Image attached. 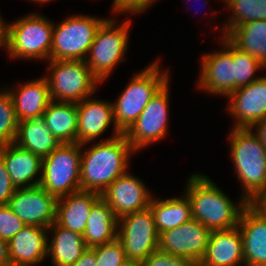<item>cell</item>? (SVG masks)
Returning a JSON list of instances; mask_svg holds the SVG:
<instances>
[{"label":"cell","mask_w":266,"mask_h":266,"mask_svg":"<svg viewBox=\"0 0 266 266\" xmlns=\"http://www.w3.org/2000/svg\"><path fill=\"white\" fill-rule=\"evenodd\" d=\"M25 224L14 214L7 204L0 205V238L9 242Z\"/></svg>","instance_id":"34"},{"label":"cell","mask_w":266,"mask_h":266,"mask_svg":"<svg viewBox=\"0 0 266 266\" xmlns=\"http://www.w3.org/2000/svg\"><path fill=\"white\" fill-rule=\"evenodd\" d=\"M231 131L230 156L244 189L241 196L251 204L266 186V148L251 128Z\"/></svg>","instance_id":"3"},{"label":"cell","mask_w":266,"mask_h":266,"mask_svg":"<svg viewBox=\"0 0 266 266\" xmlns=\"http://www.w3.org/2000/svg\"><path fill=\"white\" fill-rule=\"evenodd\" d=\"M48 229L25 225L8 242L11 266H35L47 257Z\"/></svg>","instance_id":"18"},{"label":"cell","mask_w":266,"mask_h":266,"mask_svg":"<svg viewBox=\"0 0 266 266\" xmlns=\"http://www.w3.org/2000/svg\"><path fill=\"white\" fill-rule=\"evenodd\" d=\"M48 69L53 101L79 103L92 96L100 83L83 60H49Z\"/></svg>","instance_id":"7"},{"label":"cell","mask_w":266,"mask_h":266,"mask_svg":"<svg viewBox=\"0 0 266 266\" xmlns=\"http://www.w3.org/2000/svg\"><path fill=\"white\" fill-rule=\"evenodd\" d=\"M8 36H9V25H6L2 17H0V47L5 46L8 49Z\"/></svg>","instance_id":"41"},{"label":"cell","mask_w":266,"mask_h":266,"mask_svg":"<svg viewBox=\"0 0 266 266\" xmlns=\"http://www.w3.org/2000/svg\"><path fill=\"white\" fill-rule=\"evenodd\" d=\"M116 20L106 19L98 28L94 41L85 60L92 74L102 83L123 57L128 45V30L131 21L125 20L115 26Z\"/></svg>","instance_id":"8"},{"label":"cell","mask_w":266,"mask_h":266,"mask_svg":"<svg viewBox=\"0 0 266 266\" xmlns=\"http://www.w3.org/2000/svg\"><path fill=\"white\" fill-rule=\"evenodd\" d=\"M211 231L196 219L159 234L158 249L190 259L197 266L207 249Z\"/></svg>","instance_id":"13"},{"label":"cell","mask_w":266,"mask_h":266,"mask_svg":"<svg viewBox=\"0 0 266 266\" xmlns=\"http://www.w3.org/2000/svg\"><path fill=\"white\" fill-rule=\"evenodd\" d=\"M101 197L94 191L80 190L56 201V223L83 235L91 207Z\"/></svg>","instance_id":"22"},{"label":"cell","mask_w":266,"mask_h":266,"mask_svg":"<svg viewBox=\"0 0 266 266\" xmlns=\"http://www.w3.org/2000/svg\"><path fill=\"white\" fill-rule=\"evenodd\" d=\"M245 266L241 232L237 227L212 231L198 266Z\"/></svg>","instance_id":"19"},{"label":"cell","mask_w":266,"mask_h":266,"mask_svg":"<svg viewBox=\"0 0 266 266\" xmlns=\"http://www.w3.org/2000/svg\"><path fill=\"white\" fill-rule=\"evenodd\" d=\"M53 231L48 241L47 256H51L53 266H71L88 249L83 235L65 229L54 222L48 232Z\"/></svg>","instance_id":"26"},{"label":"cell","mask_w":266,"mask_h":266,"mask_svg":"<svg viewBox=\"0 0 266 266\" xmlns=\"http://www.w3.org/2000/svg\"><path fill=\"white\" fill-rule=\"evenodd\" d=\"M106 19L73 15L53 27L50 60H83L98 28Z\"/></svg>","instance_id":"9"},{"label":"cell","mask_w":266,"mask_h":266,"mask_svg":"<svg viewBox=\"0 0 266 266\" xmlns=\"http://www.w3.org/2000/svg\"><path fill=\"white\" fill-rule=\"evenodd\" d=\"M156 0H113L114 13H142ZM116 11V12H115Z\"/></svg>","instance_id":"36"},{"label":"cell","mask_w":266,"mask_h":266,"mask_svg":"<svg viewBox=\"0 0 266 266\" xmlns=\"http://www.w3.org/2000/svg\"><path fill=\"white\" fill-rule=\"evenodd\" d=\"M253 127L256 128V130H255L256 132H254V133L259 137L262 144L266 148V117L261 119L260 121L256 122L251 127V129H253Z\"/></svg>","instance_id":"40"},{"label":"cell","mask_w":266,"mask_h":266,"mask_svg":"<svg viewBox=\"0 0 266 266\" xmlns=\"http://www.w3.org/2000/svg\"><path fill=\"white\" fill-rule=\"evenodd\" d=\"M81 152V190L102 194L119 176L127 172L130 154L136 152L124 133L92 145Z\"/></svg>","instance_id":"1"},{"label":"cell","mask_w":266,"mask_h":266,"mask_svg":"<svg viewBox=\"0 0 266 266\" xmlns=\"http://www.w3.org/2000/svg\"><path fill=\"white\" fill-rule=\"evenodd\" d=\"M141 263L142 266H197L190 259L175 256L159 249L155 250Z\"/></svg>","instance_id":"35"},{"label":"cell","mask_w":266,"mask_h":266,"mask_svg":"<svg viewBox=\"0 0 266 266\" xmlns=\"http://www.w3.org/2000/svg\"><path fill=\"white\" fill-rule=\"evenodd\" d=\"M238 228L245 266H266V213L248 204L241 214Z\"/></svg>","instance_id":"17"},{"label":"cell","mask_w":266,"mask_h":266,"mask_svg":"<svg viewBox=\"0 0 266 266\" xmlns=\"http://www.w3.org/2000/svg\"><path fill=\"white\" fill-rule=\"evenodd\" d=\"M221 51L202 56L198 87L205 92L228 96L235 91L234 44L221 38Z\"/></svg>","instance_id":"12"},{"label":"cell","mask_w":266,"mask_h":266,"mask_svg":"<svg viewBox=\"0 0 266 266\" xmlns=\"http://www.w3.org/2000/svg\"><path fill=\"white\" fill-rule=\"evenodd\" d=\"M169 80L147 103L140 116L124 133L128 143L137 151L161 140L168 132Z\"/></svg>","instance_id":"11"},{"label":"cell","mask_w":266,"mask_h":266,"mask_svg":"<svg viewBox=\"0 0 266 266\" xmlns=\"http://www.w3.org/2000/svg\"><path fill=\"white\" fill-rule=\"evenodd\" d=\"M185 195L191 204L192 218L212 231L238 226L243 210L249 204L240 198L239 206L220 190L207 176L193 174L187 182Z\"/></svg>","instance_id":"2"},{"label":"cell","mask_w":266,"mask_h":266,"mask_svg":"<svg viewBox=\"0 0 266 266\" xmlns=\"http://www.w3.org/2000/svg\"><path fill=\"white\" fill-rule=\"evenodd\" d=\"M15 191L16 188L10 179L5 163L0 158V205L8 204Z\"/></svg>","instance_id":"37"},{"label":"cell","mask_w":266,"mask_h":266,"mask_svg":"<svg viewBox=\"0 0 266 266\" xmlns=\"http://www.w3.org/2000/svg\"><path fill=\"white\" fill-rule=\"evenodd\" d=\"M52 21L39 14H30L9 25L10 58L50 60L53 39Z\"/></svg>","instance_id":"6"},{"label":"cell","mask_w":266,"mask_h":266,"mask_svg":"<svg viewBox=\"0 0 266 266\" xmlns=\"http://www.w3.org/2000/svg\"><path fill=\"white\" fill-rule=\"evenodd\" d=\"M117 239L127 259L142 262L157 250L159 234L150 207L118 218Z\"/></svg>","instance_id":"10"},{"label":"cell","mask_w":266,"mask_h":266,"mask_svg":"<svg viewBox=\"0 0 266 266\" xmlns=\"http://www.w3.org/2000/svg\"><path fill=\"white\" fill-rule=\"evenodd\" d=\"M57 199L40 185L16 189L9 208L25 224L49 228L56 222Z\"/></svg>","instance_id":"14"},{"label":"cell","mask_w":266,"mask_h":266,"mask_svg":"<svg viewBox=\"0 0 266 266\" xmlns=\"http://www.w3.org/2000/svg\"><path fill=\"white\" fill-rule=\"evenodd\" d=\"M257 210L266 213V186L257 198L251 203Z\"/></svg>","instance_id":"42"},{"label":"cell","mask_w":266,"mask_h":266,"mask_svg":"<svg viewBox=\"0 0 266 266\" xmlns=\"http://www.w3.org/2000/svg\"><path fill=\"white\" fill-rule=\"evenodd\" d=\"M0 158L5 163L16 189L39 185L42 169V159L39 156L18 147L15 143H9L0 146ZM38 172L40 176L36 179Z\"/></svg>","instance_id":"21"},{"label":"cell","mask_w":266,"mask_h":266,"mask_svg":"<svg viewBox=\"0 0 266 266\" xmlns=\"http://www.w3.org/2000/svg\"><path fill=\"white\" fill-rule=\"evenodd\" d=\"M14 143L41 159L47 157L62 144L46 127L42 116L18 122Z\"/></svg>","instance_id":"25"},{"label":"cell","mask_w":266,"mask_h":266,"mask_svg":"<svg viewBox=\"0 0 266 266\" xmlns=\"http://www.w3.org/2000/svg\"><path fill=\"white\" fill-rule=\"evenodd\" d=\"M46 127L62 143H77V103L51 101L42 115Z\"/></svg>","instance_id":"27"},{"label":"cell","mask_w":266,"mask_h":266,"mask_svg":"<svg viewBox=\"0 0 266 266\" xmlns=\"http://www.w3.org/2000/svg\"><path fill=\"white\" fill-rule=\"evenodd\" d=\"M228 112L235 121L232 128H251L256 122L266 117V77L237 88L228 95Z\"/></svg>","instance_id":"16"},{"label":"cell","mask_w":266,"mask_h":266,"mask_svg":"<svg viewBox=\"0 0 266 266\" xmlns=\"http://www.w3.org/2000/svg\"><path fill=\"white\" fill-rule=\"evenodd\" d=\"M118 218L113 210L100 197L91 207L83 233L87 248L97 247L117 238Z\"/></svg>","instance_id":"24"},{"label":"cell","mask_w":266,"mask_h":266,"mask_svg":"<svg viewBox=\"0 0 266 266\" xmlns=\"http://www.w3.org/2000/svg\"><path fill=\"white\" fill-rule=\"evenodd\" d=\"M18 122L41 117L52 101L46 76L7 90Z\"/></svg>","instance_id":"23"},{"label":"cell","mask_w":266,"mask_h":266,"mask_svg":"<svg viewBox=\"0 0 266 266\" xmlns=\"http://www.w3.org/2000/svg\"><path fill=\"white\" fill-rule=\"evenodd\" d=\"M96 263L95 252L91 248H88L71 266H96Z\"/></svg>","instance_id":"38"},{"label":"cell","mask_w":266,"mask_h":266,"mask_svg":"<svg viewBox=\"0 0 266 266\" xmlns=\"http://www.w3.org/2000/svg\"><path fill=\"white\" fill-rule=\"evenodd\" d=\"M82 147L79 143H64L42 159L39 185L56 199L81 190Z\"/></svg>","instance_id":"5"},{"label":"cell","mask_w":266,"mask_h":266,"mask_svg":"<svg viewBox=\"0 0 266 266\" xmlns=\"http://www.w3.org/2000/svg\"><path fill=\"white\" fill-rule=\"evenodd\" d=\"M231 10L232 16L222 27L227 36L235 27L254 20H266V0H223ZM224 28V29H223ZM225 30V31H224Z\"/></svg>","instance_id":"30"},{"label":"cell","mask_w":266,"mask_h":266,"mask_svg":"<svg viewBox=\"0 0 266 266\" xmlns=\"http://www.w3.org/2000/svg\"><path fill=\"white\" fill-rule=\"evenodd\" d=\"M0 266H11L8 242L0 238Z\"/></svg>","instance_id":"39"},{"label":"cell","mask_w":266,"mask_h":266,"mask_svg":"<svg viewBox=\"0 0 266 266\" xmlns=\"http://www.w3.org/2000/svg\"><path fill=\"white\" fill-rule=\"evenodd\" d=\"M120 266H142V263L140 261H137V260L127 259Z\"/></svg>","instance_id":"43"},{"label":"cell","mask_w":266,"mask_h":266,"mask_svg":"<svg viewBox=\"0 0 266 266\" xmlns=\"http://www.w3.org/2000/svg\"><path fill=\"white\" fill-rule=\"evenodd\" d=\"M30 1H33L34 3L37 2V3H46L48 1H51V0H30Z\"/></svg>","instance_id":"44"},{"label":"cell","mask_w":266,"mask_h":266,"mask_svg":"<svg viewBox=\"0 0 266 266\" xmlns=\"http://www.w3.org/2000/svg\"><path fill=\"white\" fill-rule=\"evenodd\" d=\"M265 68L255 57L234 45L235 90L249 85L260 77H253L258 69Z\"/></svg>","instance_id":"32"},{"label":"cell","mask_w":266,"mask_h":266,"mask_svg":"<svg viewBox=\"0 0 266 266\" xmlns=\"http://www.w3.org/2000/svg\"><path fill=\"white\" fill-rule=\"evenodd\" d=\"M226 37L237 48L255 57L266 68V20L240 24Z\"/></svg>","instance_id":"29"},{"label":"cell","mask_w":266,"mask_h":266,"mask_svg":"<svg viewBox=\"0 0 266 266\" xmlns=\"http://www.w3.org/2000/svg\"><path fill=\"white\" fill-rule=\"evenodd\" d=\"M156 60L140 73L134 75L119 98L112 103L114 135L125 133L140 116L147 103L169 80L168 72H161Z\"/></svg>","instance_id":"4"},{"label":"cell","mask_w":266,"mask_h":266,"mask_svg":"<svg viewBox=\"0 0 266 266\" xmlns=\"http://www.w3.org/2000/svg\"><path fill=\"white\" fill-rule=\"evenodd\" d=\"M101 198L113 210L117 218L147 209L152 195L143 182L128 173L119 176L101 194Z\"/></svg>","instance_id":"15"},{"label":"cell","mask_w":266,"mask_h":266,"mask_svg":"<svg viewBox=\"0 0 266 266\" xmlns=\"http://www.w3.org/2000/svg\"><path fill=\"white\" fill-rule=\"evenodd\" d=\"M112 103L90 99V96L77 103V143L85 146L114 124Z\"/></svg>","instance_id":"20"},{"label":"cell","mask_w":266,"mask_h":266,"mask_svg":"<svg viewBox=\"0 0 266 266\" xmlns=\"http://www.w3.org/2000/svg\"><path fill=\"white\" fill-rule=\"evenodd\" d=\"M149 207L153 212L158 234L192 219L191 204L185 194L165 200L152 198Z\"/></svg>","instance_id":"28"},{"label":"cell","mask_w":266,"mask_h":266,"mask_svg":"<svg viewBox=\"0 0 266 266\" xmlns=\"http://www.w3.org/2000/svg\"><path fill=\"white\" fill-rule=\"evenodd\" d=\"M91 249L96 254V266H120L127 260L123 246L117 238Z\"/></svg>","instance_id":"33"},{"label":"cell","mask_w":266,"mask_h":266,"mask_svg":"<svg viewBox=\"0 0 266 266\" xmlns=\"http://www.w3.org/2000/svg\"><path fill=\"white\" fill-rule=\"evenodd\" d=\"M18 129V119L12 99L6 90L0 91V146L14 143Z\"/></svg>","instance_id":"31"}]
</instances>
